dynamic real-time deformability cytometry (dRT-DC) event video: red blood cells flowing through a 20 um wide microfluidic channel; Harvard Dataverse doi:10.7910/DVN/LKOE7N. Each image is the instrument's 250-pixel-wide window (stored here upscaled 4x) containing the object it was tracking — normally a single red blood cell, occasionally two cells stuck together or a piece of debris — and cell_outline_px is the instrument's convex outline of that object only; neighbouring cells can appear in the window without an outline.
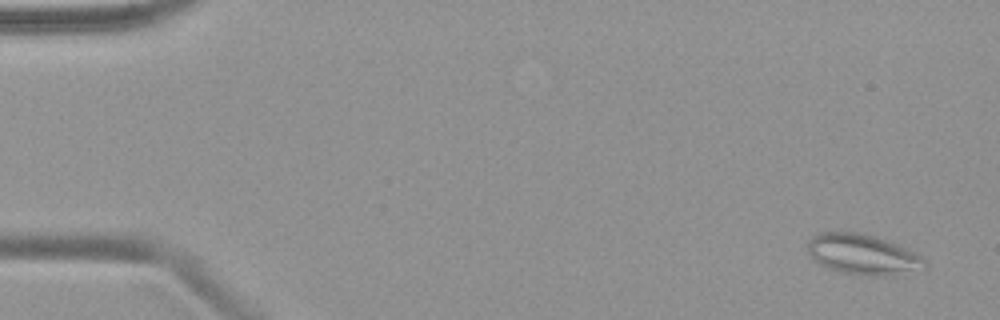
{"species": "common noctule bat (a hibernating species)", "species_latin": "Nyctalus noctula", "temperature_condition": "warm", "stored_images_in_passage": 50, "camera_frame_rate_fps": 3000, "um_per_image_px": 0.085, "animal": {"sex": "female", "body_mass_g": 19.9}, "frame": {"image": 1, "passage_image": 3, "time_ms": 0.667, "image_size_px": [1000, 320], "cell_outline_px": [[928, 268], [896, 276], [864, 276], [840, 272], [828, 268], [812, 260], [808, 252], [808, 240], [812, 236], [820, 232], [860, 232], [876, 236], [896, 244], [920, 256], [928, 264]], "centroid_in_image_um": [73.34, 21.65], "position_along_channel_um": 11.7, "area_um2": 27.98}}
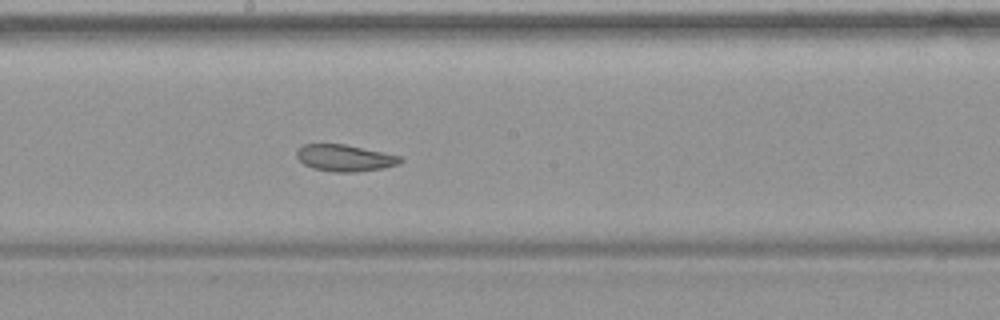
{"frame": {"image": 2, "passage_image": 28, "time_ms": 9.0, "image_size_px": [1000, 320], "cell_outline_px": [[404, 160], [400, 164], [384, 168], [356, 172], [332, 172], [312, 168], [304, 164], [296, 156], [296, 148], [304, 144], [344, 144], [400, 156]], "centroid_in_image_um": [29.29, 13.43], "position_along_channel_um": 218.9, "area_um2": 16.18}}
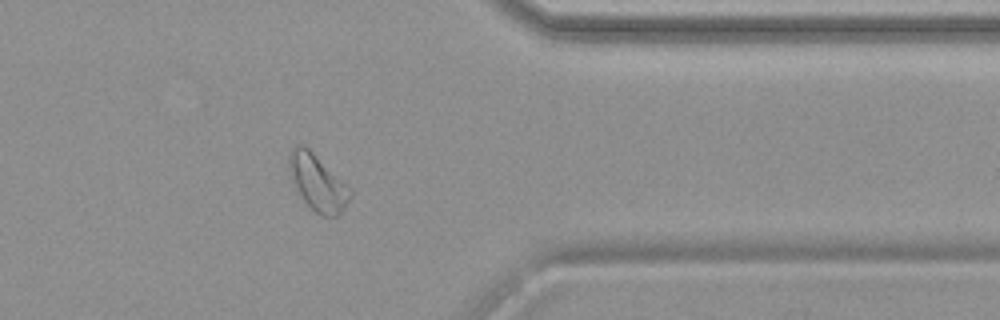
{"frame": {"image": 3, "passage_image": 41, "time_ms": 13.333, "image_size_px": [1000, 320], "cell_outline_px": [[352, 192], [340, 216], [320, 216], [300, 196], [288, 172], [288, 156], [292, 148], [296, 144], [304, 144], [352, 188]], "centroid_in_image_um": [26.99, 15.5], "position_along_channel_um": 384.4, "area_um2": 20.11}}